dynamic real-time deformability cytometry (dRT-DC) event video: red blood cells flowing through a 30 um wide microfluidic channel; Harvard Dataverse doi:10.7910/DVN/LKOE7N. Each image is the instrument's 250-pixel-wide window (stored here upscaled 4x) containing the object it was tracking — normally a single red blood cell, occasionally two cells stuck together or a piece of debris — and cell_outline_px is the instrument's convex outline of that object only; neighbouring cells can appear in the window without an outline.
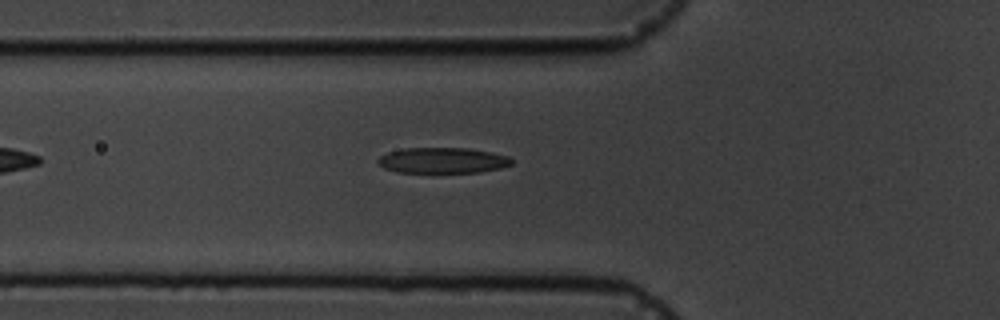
{"species": "common noctule bat (a hibernating species)", "species_latin": "Nyctalus noctula", "temperature_condition": "cold", "stored_images_in_passage": 4, "camera_frame_rate_fps": 3000, "um_per_image_px": 0.085, "animal": {"sex": "male", "body_mass_g": 19.5, "forearm_length_mm": 54.6}, "frame": {"image": 1, "passage_image": 4, "time_ms": 3.333, "image_size_px": [1000, 320], "cell_outline_px": [[512, 164], [500, 168], [480, 172], [396, 172], [384, 168], [376, 160], [380, 156], [388, 152], [404, 148], [468, 148], [492, 152], [508, 156], [512, 160]], "centroid_in_image_um": [37.62, 13.63], "position_along_channel_um": 88.2, "area_um2": 19.94}}